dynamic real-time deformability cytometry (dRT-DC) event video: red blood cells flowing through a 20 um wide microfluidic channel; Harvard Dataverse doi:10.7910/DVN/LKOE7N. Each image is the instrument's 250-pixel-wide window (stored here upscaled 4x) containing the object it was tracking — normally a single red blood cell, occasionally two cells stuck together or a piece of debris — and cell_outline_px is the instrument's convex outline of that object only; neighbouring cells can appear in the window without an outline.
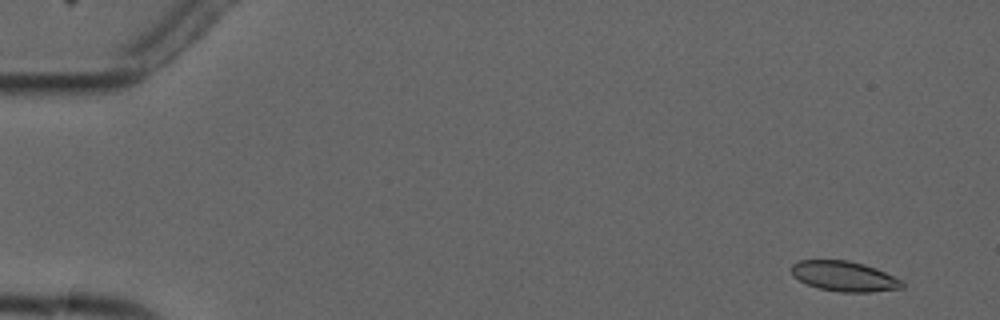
{"species": "common noctule bat (a hibernating species)", "species_latin": "Nyctalus noctula", "temperature_condition": "cold", "stored_images_in_passage": 5, "camera_frame_rate_fps": 3000, "um_per_image_px": 0.085, "animal": {"sex": "male", "forearm_length_mm": 52.5}, "frame": {"image": 1, "passage_image": 2, "time_ms": 1.0, "image_size_px": [1000, 320], "cell_outline_px": [[904, 288], [872, 292], [840, 292], [820, 288], [808, 284], [792, 276], [792, 264], [800, 260], [848, 260], [864, 264], [876, 268], [904, 280]], "centroid_in_image_um": [71.81, 23.48], "position_along_channel_um": 13.2, "area_um2": 19.54}}
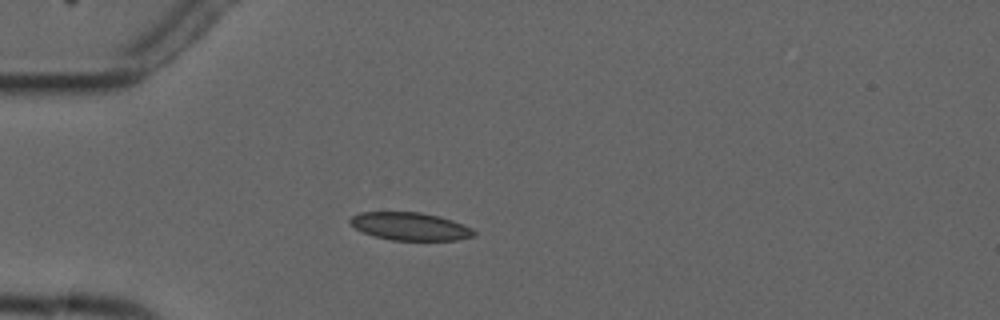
{"frame": {"image": 2, "passage_image": 4, "time_ms": 5.0, "image_size_px": [1000, 320], "cell_outline_px": [[476, 236], [460, 240], [392, 240], [376, 236], [364, 232], [356, 228], [348, 220], [352, 216], [360, 212], [420, 212], [440, 216], [452, 220], [472, 228], [476, 232]], "centroid_in_image_um": [34.91, 19.24], "position_along_channel_um": 50.1, "area_um2": 20.06}}